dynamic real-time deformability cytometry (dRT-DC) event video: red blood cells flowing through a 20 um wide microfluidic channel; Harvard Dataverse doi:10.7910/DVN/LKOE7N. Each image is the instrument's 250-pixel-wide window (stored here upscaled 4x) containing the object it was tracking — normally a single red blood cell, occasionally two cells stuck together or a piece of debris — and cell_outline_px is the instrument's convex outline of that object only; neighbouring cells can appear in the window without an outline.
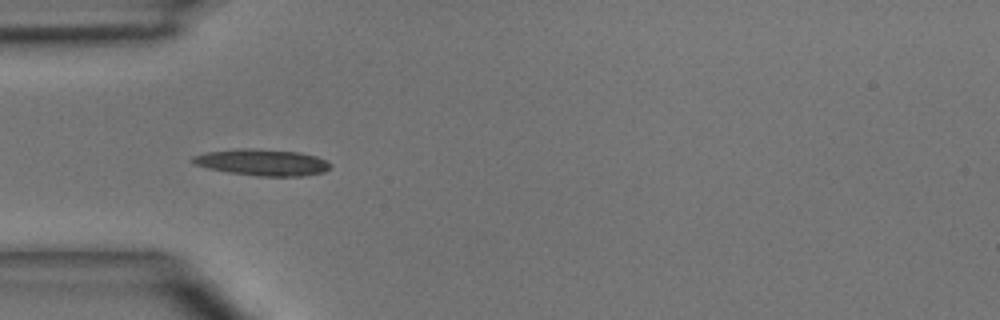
{"species": "common noctule bat (a hibernating species)", "species_latin": "Nyctalus noctula", "temperature_condition": "room temperature", "stored_images_in_passage": 7, "camera_frame_rate_fps": 3000, "um_per_image_px": 0.085, "animal": {"sex": "male", "body_mass_g": 15.6}, "frame": {"image": 1, "passage_image": 5, "time_ms": 4.667, "image_size_px": [1000, 320], "cell_outline_px": [[332, 168], [324, 172], [304, 176], [256, 176], [228, 172], [208, 168], [192, 164], [188, 160], [192, 156], [204, 152], [240, 148], [256, 148], [300, 152], [316, 156], [328, 160], [332, 164]], "centroid_in_image_um": [22.29, 13.79], "position_along_channel_um": 62.7, "area_um2": 21.73}}